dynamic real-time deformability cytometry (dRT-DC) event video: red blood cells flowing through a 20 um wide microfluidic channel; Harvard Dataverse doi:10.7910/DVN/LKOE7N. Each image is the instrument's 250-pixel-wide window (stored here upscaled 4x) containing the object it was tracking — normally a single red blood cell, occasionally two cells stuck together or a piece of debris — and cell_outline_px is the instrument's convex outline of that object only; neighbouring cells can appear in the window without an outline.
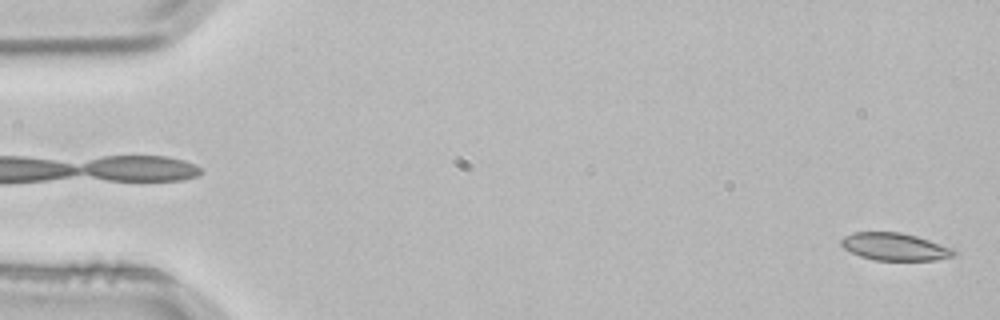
{"species": "common noctule bat (a hibernating species)", "species_latin": "Nyctalus noctula", "temperature_condition": "room temperature", "stored_images_in_passage": 3, "segment_of_instrument_passage": [2, 2], "camera_frame_rate_fps": 3000, "um_per_image_px": 0.085, "animal": {"sex": "male", "body_mass_g": 21.5, "forearm_length_mm": 52.0}, "frame": {"image": 1, "passage_image": 3, "time_ms": 0.667, "image_size_px": [1000, 320], "cell_outline_px": [[956, 256], [936, 260], [872, 260], [860, 256], [844, 248], [840, 244], [840, 240], [844, 236], [852, 232], [900, 232], [916, 236], [952, 248], [956, 252]], "centroid_in_image_um": [76.04, 20.97], "position_along_channel_um": 9.0, "area_um2": 18.03}}